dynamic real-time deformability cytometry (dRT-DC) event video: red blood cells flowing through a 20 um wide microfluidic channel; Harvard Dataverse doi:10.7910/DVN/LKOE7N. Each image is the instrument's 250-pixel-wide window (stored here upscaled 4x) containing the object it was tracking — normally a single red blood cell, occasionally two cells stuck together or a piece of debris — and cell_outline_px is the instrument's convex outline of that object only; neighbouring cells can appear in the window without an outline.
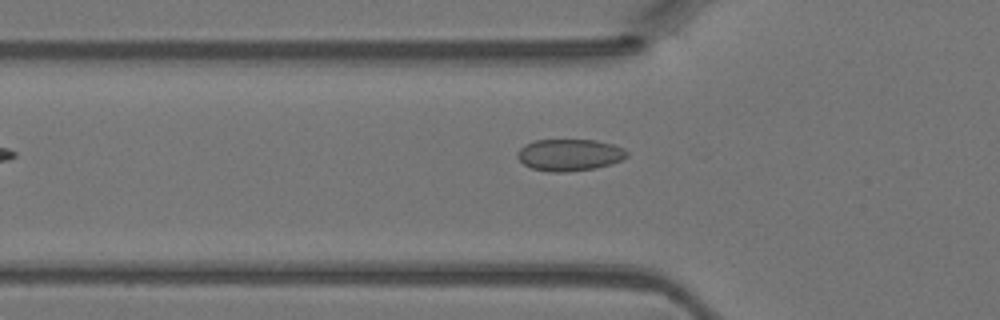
{"species": "Egyptian fruit bat (a non-hibernating species)", "species_latin": "Rousettus aegyptiacus", "temperature_condition": "warm", "stored_images_in_passage": 4, "camera_frame_rate_fps": 3000, "um_per_image_px": 0.085, "animal": {"sex": "female"}, "frame": {"image": 1, "passage_image": 3, "time_ms": 0.667, "image_size_px": [1000, 320], "cell_outline_px": [[628, 156], [612, 164], [596, 168], [568, 172], [548, 172], [532, 168], [524, 164], [516, 156], [516, 152], [524, 144], [536, 140], [596, 140], [612, 144], [624, 148], [628, 152]], "centroid_in_image_um": [48.4, 13.17], "position_along_channel_um": 77.4, "area_um2": 20.46}}